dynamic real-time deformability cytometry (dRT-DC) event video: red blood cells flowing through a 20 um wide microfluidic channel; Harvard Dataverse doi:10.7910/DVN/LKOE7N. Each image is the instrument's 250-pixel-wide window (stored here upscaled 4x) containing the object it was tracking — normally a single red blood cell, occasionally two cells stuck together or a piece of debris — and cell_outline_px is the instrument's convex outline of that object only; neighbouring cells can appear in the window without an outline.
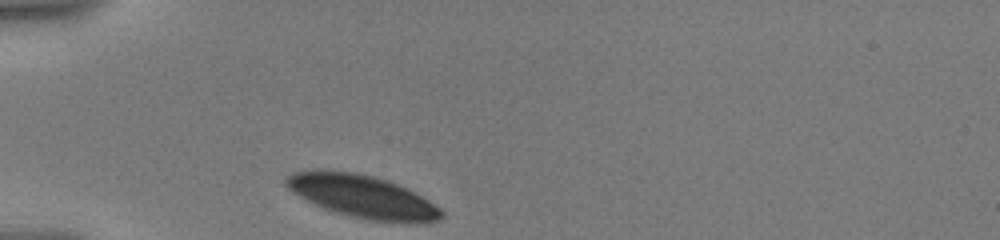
{"species": "human", "species_latin": "Homo sapiens", "temperature_condition": "warm", "stored_images_in_passage": 23, "camera_frame_rate_fps": 3000, "um_per_image_px": 0.085, "donor": {"sex": "male"}, "frame": {"image": 1, "passage_image": 1, "time_ms": 0.0, "image_size_px": [1000, 240], "cell_outline_px": [[444, 216], [440, 220], [408, 224], [404, 224], [368, 220], [348, 216], [324, 208], [292, 192], [284, 184], [284, 180], [288, 176], [296, 172], [356, 172], [388, 180], [428, 200], [440, 208], [444, 212]], "centroid_in_image_um": [30.88, 16.75], "position_along_channel_um": 54.1, "area_um2": 38.09}}
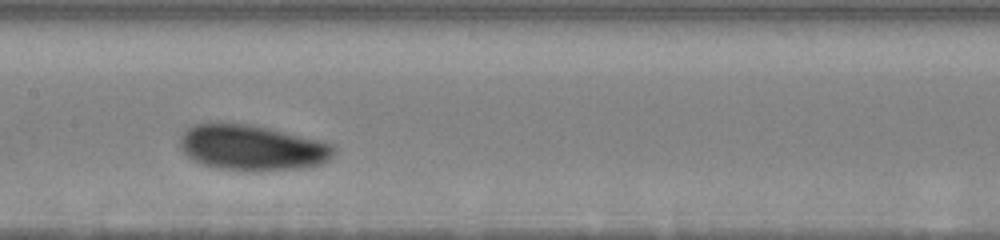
{"frame": {"image": 2, "passage_image": 14, "time_ms": 4.333, "image_size_px": [1000, 240], "cell_outline_px": [[332, 156], [328, 160], [320, 164], [300, 168], [256, 172], [240, 172], [212, 168], [192, 160], [180, 148], [180, 136], [188, 128], [196, 124], [216, 120], [248, 124], [268, 128], [320, 140], [332, 144]], "centroid_in_image_um": [21.34, 12.55], "position_along_channel_um": 186.1, "area_um2": 41.67}}
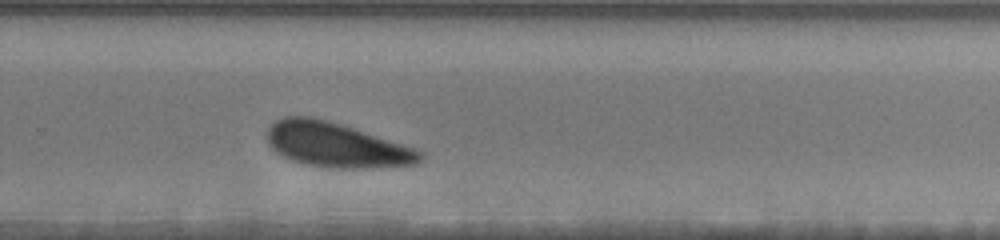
{"frame": {"image": 3, "passage_image": 23, "time_ms": 7.667, "image_size_px": [1000, 240], "cell_outline_px": [[424, 156], [416, 164], [364, 168], [332, 168], [308, 164], [292, 160], [276, 152], [268, 144], [268, 128], [276, 120], [284, 116], [308, 116], [324, 120], [352, 128], [412, 148], [420, 152]], "centroid_in_image_um": [28.52, 12.32], "position_along_channel_um": 301.3, "area_um2": 38.78}}